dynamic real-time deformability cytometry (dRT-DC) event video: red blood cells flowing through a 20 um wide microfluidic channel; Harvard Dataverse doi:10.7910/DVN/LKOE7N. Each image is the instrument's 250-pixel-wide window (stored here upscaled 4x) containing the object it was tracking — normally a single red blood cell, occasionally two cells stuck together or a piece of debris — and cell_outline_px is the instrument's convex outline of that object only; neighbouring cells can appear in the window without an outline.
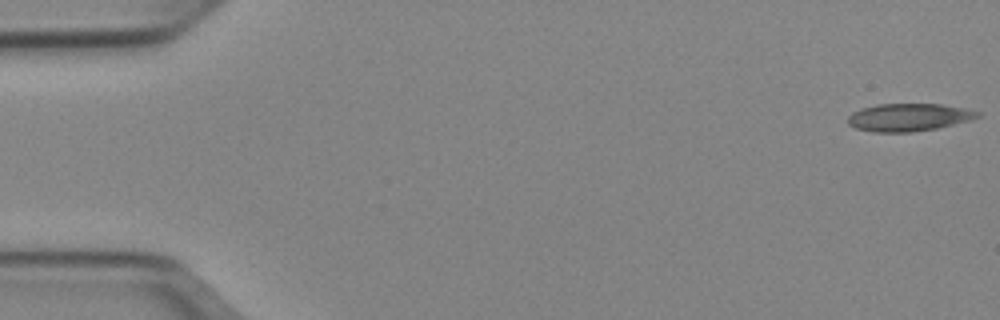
{"species": "Egyptian fruit bat (a non-hibernating species)", "species_latin": "Rousettus aegyptiacus", "temperature_condition": "cold", "stored_images_in_passage": 51, "camera_frame_rate_fps": 3000, "um_per_image_px": 0.085, "animal": {"sex": "female"}, "frame": {"image": 1, "passage_image": 1, "time_ms": 0.0, "image_size_px": [1000, 320], "cell_outline_px": [[980, 116], [972, 120], [936, 128], [912, 132], [872, 132], [856, 128], [848, 124], [848, 116], [852, 112], [860, 108], [876, 104], [940, 104], [964, 108], [980, 112]], "centroid_in_image_um": [77.22, 9.97], "position_along_channel_um": 7.8, "area_um2": 20.98}}
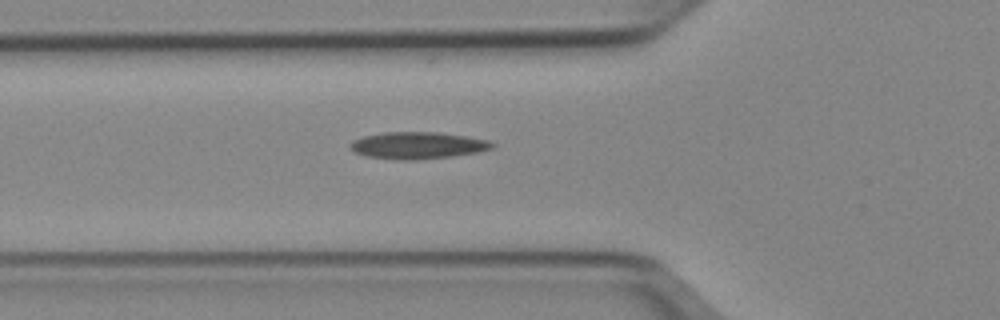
{"frame": {"image": 2, "passage_image": 18, "time_ms": 5.667, "image_size_px": [1000, 320], "cell_outline_px": [[496, 144], [492, 148], [480, 152], [452, 156], [408, 160], [368, 156], [356, 152], [348, 144], [352, 140], [364, 136], [384, 132], [440, 132], [488, 140]], "centroid_in_image_um": [35.53, 12.34], "position_along_channel_um": 90.3, "area_um2": 21.96}}
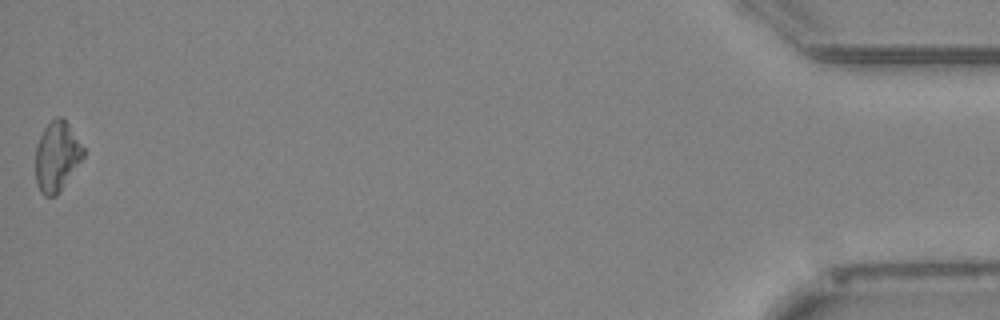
{"frame": {"image": 3, "passage_image": 51, "time_ms": 16.667, "image_size_px": [1000, 320], "cell_outline_px": [[84, 156], [56, 196], [44, 196], [40, 192], [36, 184], [36, 144], [44, 128], [56, 116], [64, 116], [84, 148]], "centroid_in_image_um": [4.82, 13.27], "position_along_channel_um": 430.4, "area_um2": 19.42}}